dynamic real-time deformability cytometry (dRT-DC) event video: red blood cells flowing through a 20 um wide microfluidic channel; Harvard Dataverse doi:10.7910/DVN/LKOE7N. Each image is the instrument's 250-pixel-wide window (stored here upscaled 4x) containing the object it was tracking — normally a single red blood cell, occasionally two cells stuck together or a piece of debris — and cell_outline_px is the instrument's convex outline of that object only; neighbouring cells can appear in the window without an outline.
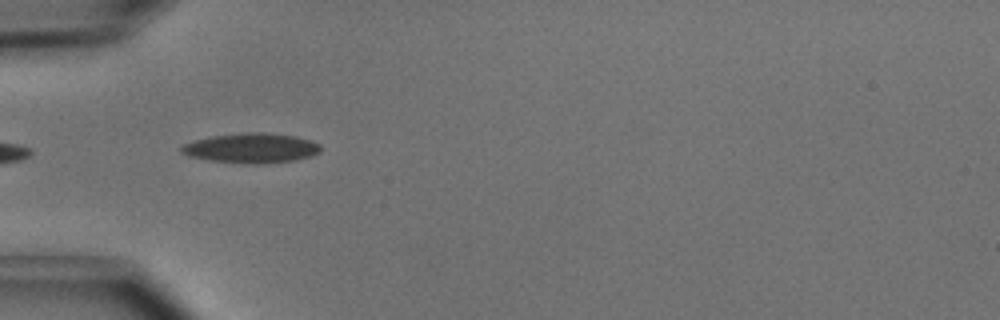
{"species": "common noctule bat (a hibernating species)", "species_latin": "Nyctalus noctula", "temperature_condition": "cold", "stored_images_in_passage": 4, "camera_frame_rate_fps": 3000, "um_per_image_px": 0.085, "animal": {"sex": "male", "body_mass_g": 15.6}, "frame": {"image": 1, "passage_image": 4, "time_ms": 1.0, "image_size_px": [1000, 320], "cell_outline_px": [[320, 152], [312, 156], [296, 160], [260, 164], [252, 164], [208, 160], [188, 156], [180, 152], [180, 148], [184, 144], [196, 140], [212, 136], [244, 132], [264, 132], [296, 136], [320, 144]], "centroid_in_image_um": [21.37, 12.59], "position_along_channel_um": 63.6, "area_um2": 24.22}}